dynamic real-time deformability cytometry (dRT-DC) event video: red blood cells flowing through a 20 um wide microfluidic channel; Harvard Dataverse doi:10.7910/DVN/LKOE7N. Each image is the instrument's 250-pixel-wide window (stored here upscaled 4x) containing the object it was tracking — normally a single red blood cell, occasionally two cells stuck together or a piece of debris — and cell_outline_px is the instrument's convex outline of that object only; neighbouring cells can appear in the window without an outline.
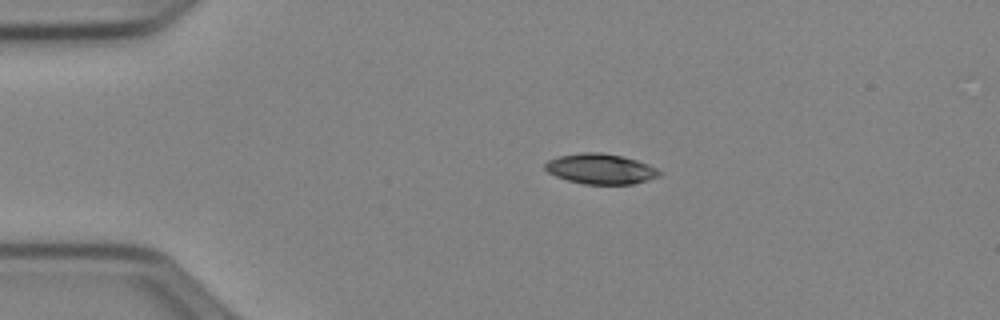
{"species": "Egyptian fruit bat (a non-hibernating species)", "species_latin": "Rousettus aegyptiacus", "temperature_condition": "cold", "stored_images_in_passage": 42, "camera_frame_rate_fps": 3000, "um_per_image_px": 0.085, "animal": {"sex": "female"}, "frame": {"image": 1, "passage_image": 1, "time_ms": 0.0, "image_size_px": [1000, 320], "cell_outline_px": [[660, 176], [648, 180], [632, 184], [584, 184], [568, 180], [556, 176], [548, 172], [544, 168], [544, 164], [548, 160], [560, 156], [580, 152], [600, 152], [624, 156], [648, 164], [656, 168], [660, 172]], "centroid_in_image_um": [51.04, 14.35], "position_along_channel_um": 34.0, "area_um2": 20.17}}
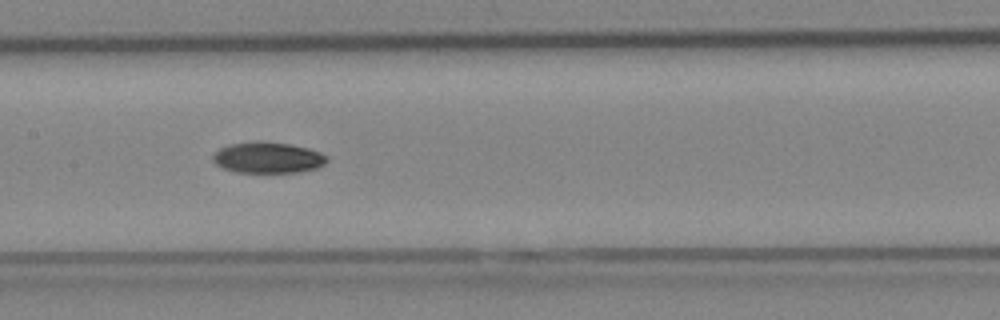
{"frame": {"image": 2, "passage_image": 16, "time_ms": 5.0, "image_size_px": [1000, 320], "cell_outline_px": [[328, 160], [324, 164], [316, 168], [296, 172], [236, 172], [224, 168], [216, 164], [212, 160], [212, 156], [220, 148], [228, 144], [256, 140], [264, 140], [288, 144], [308, 148], [320, 152], [328, 156]], "centroid_in_image_um": [22.75, 13.38], "position_along_channel_um": 184.6, "area_um2": 20.75}}
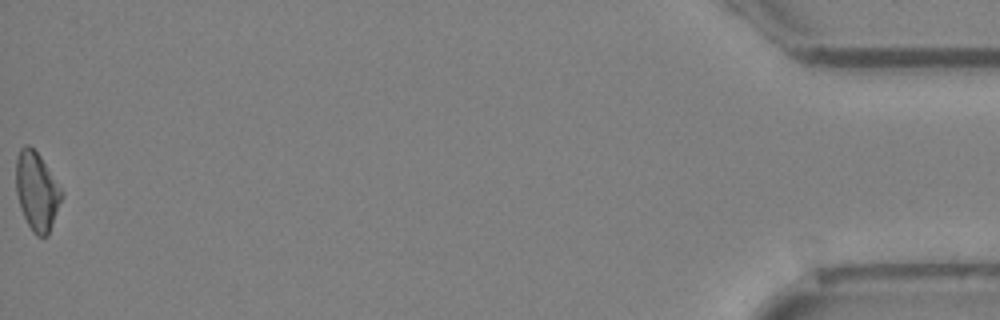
{"frame": {"image": 3, "passage_image": 42, "time_ms": 13.667, "image_size_px": [1000, 320], "cell_outline_px": [[64, 196], [48, 236], [36, 236], [32, 232], [20, 208], [16, 192], [16, 160], [20, 148], [24, 144], [28, 144], [40, 156], [64, 192]], "centroid_in_image_um": [3.14, 16.27], "position_along_channel_um": 432.1, "area_um2": 21.04}, "authors_computed_cell_mechanics": {"area_um2": 20.4034, "velocity_mm_per_s": 3.9787, "shape_relaxation_time_tau1_ms": 4.0311, "shape_relaxation_time_tau2_ms": null, "deformation_change_tau1": 0.1137, "deformation_change_tau2": null}}